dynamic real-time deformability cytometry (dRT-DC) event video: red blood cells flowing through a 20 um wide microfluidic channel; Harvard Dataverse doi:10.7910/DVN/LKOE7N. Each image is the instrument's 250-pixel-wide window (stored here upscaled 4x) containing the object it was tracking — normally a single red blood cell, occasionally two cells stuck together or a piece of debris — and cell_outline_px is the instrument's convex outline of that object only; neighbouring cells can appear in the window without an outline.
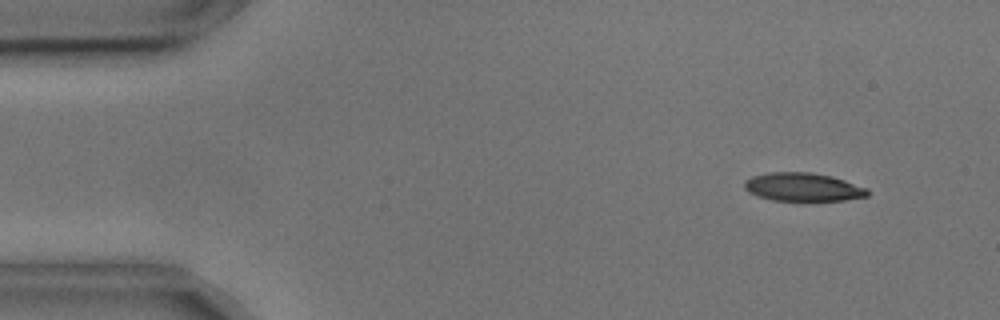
{"species": "common noctule bat (a hibernating species)", "species_latin": "Nyctalus noctula", "temperature_condition": "cold", "stored_images_in_passage": 4, "camera_frame_rate_fps": 3000, "um_per_image_px": 0.085, "animal": {"sex": "male", "body_mass_g": 17.9, "forearm_length_mm": 54.2}, "frame": {"image": 1, "passage_image": 2, "time_ms": 0.333, "image_size_px": [1000, 320], "cell_outline_px": [[868, 196], [844, 200], [772, 200], [756, 196], [748, 192], [744, 188], [744, 180], [752, 176], [768, 172], [812, 172], [832, 176], [868, 188]], "centroid_in_image_um": [68.22, 15.89], "position_along_channel_um": 16.8, "area_um2": 20.4}}